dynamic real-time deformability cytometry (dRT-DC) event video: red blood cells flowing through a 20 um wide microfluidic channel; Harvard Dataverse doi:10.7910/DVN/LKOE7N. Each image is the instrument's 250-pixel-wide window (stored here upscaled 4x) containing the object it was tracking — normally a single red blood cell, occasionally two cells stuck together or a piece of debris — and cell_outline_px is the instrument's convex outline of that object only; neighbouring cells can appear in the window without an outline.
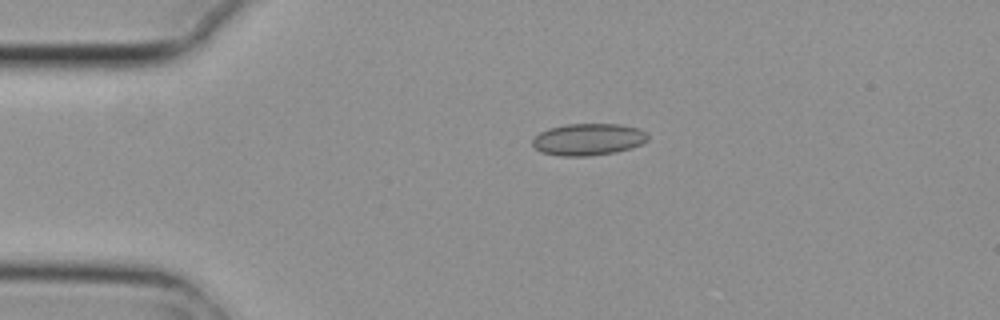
{"species": "common noctule bat (a hibernating species)", "species_latin": "Nyctalus noctula", "temperature_condition": "cold", "stored_images_in_passage": 2, "camera_frame_rate_fps": 3000, "um_per_image_px": 0.085, "animal": {"sex": "female", "body_mass_g": 29.2, "forearm_length_mm": 56.3}, "frame": {"image": 1, "passage_image": 1, "time_ms": 0.0, "image_size_px": [1000, 320], "cell_outline_px": [[648, 140], [640, 144], [616, 152], [588, 156], [560, 156], [540, 152], [532, 144], [532, 140], [540, 132], [548, 128], [564, 124], [620, 124], [640, 128], [648, 136]], "centroid_in_image_um": [49.98, 11.84], "position_along_channel_um": 35.0, "area_um2": 21.44}}